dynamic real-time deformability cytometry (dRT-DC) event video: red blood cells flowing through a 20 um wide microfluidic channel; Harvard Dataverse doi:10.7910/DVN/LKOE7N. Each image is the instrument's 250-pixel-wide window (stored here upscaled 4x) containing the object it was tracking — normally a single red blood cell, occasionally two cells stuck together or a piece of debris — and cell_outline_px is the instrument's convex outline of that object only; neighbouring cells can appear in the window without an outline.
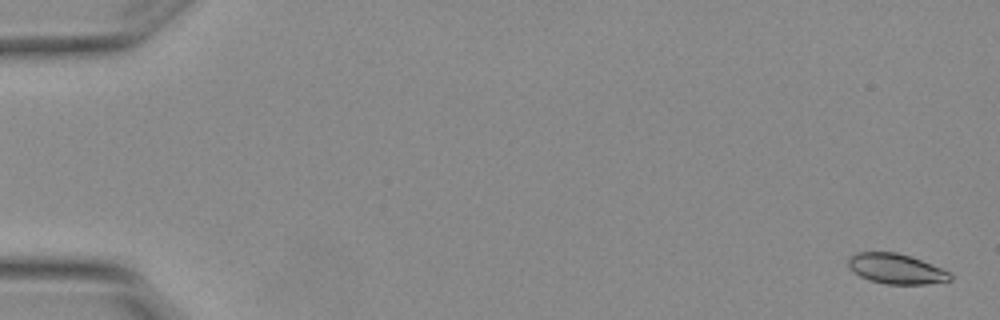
{"species": "Egyptian fruit bat (a non-hibernating species)", "species_latin": "Rousettus aegyptiacus", "temperature_condition": "warm", "stored_images_in_passage": 6, "camera_frame_rate_fps": 3000, "um_per_image_px": 0.085, "animal": {"sex": "female"}, "frame": {"image": 1, "passage_image": 1, "time_ms": 0.0, "image_size_px": [1000, 320], "cell_outline_px": [[952, 280], [924, 284], [884, 284], [868, 280], [860, 276], [848, 264], [848, 260], [856, 252], [896, 252], [920, 260], [940, 268], [948, 272], [952, 276]], "centroid_in_image_um": [76.16, 22.86], "position_along_channel_um": 8.8, "area_um2": 17.51}}
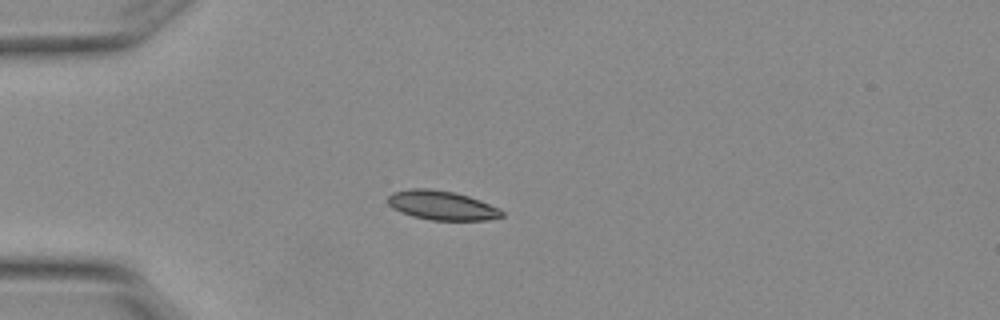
{"frame": {"image": 2, "passage_image": 4, "time_ms": 1.0, "image_size_px": [1000, 320], "cell_outline_px": [[504, 216], [488, 220], [432, 220], [412, 216], [400, 212], [392, 208], [388, 204], [388, 196], [392, 192], [412, 188], [428, 188], [452, 192], [468, 196], [480, 200], [500, 208], [504, 212]], "centroid_in_image_um": [37.55, 17.46], "position_along_channel_um": 47.4, "area_um2": 19.48}}
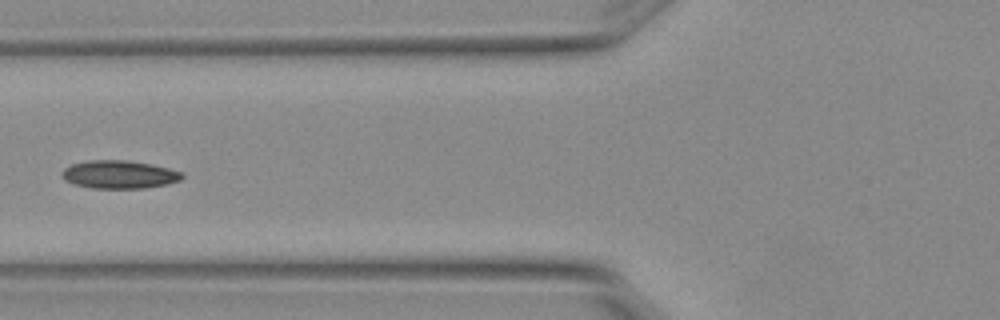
{"frame": {"image": 3, "passage_image": 6, "time_ms": 1.667, "image_size_px": [1000, 320], "cell_outline_px": [[184, 176], [180, 180], [168, 184], [144, 188], [92, 188], [72, 184], [64, 180], [60, 176], [60, 172], [64, 168], [72, 164], [88, 160], [128, 160], [168, 168], [184, 172]], "centroid_in_image_um": [10.1, 14.83], "position_along_channel_um": 115.7, "area_um2": 19.83}}